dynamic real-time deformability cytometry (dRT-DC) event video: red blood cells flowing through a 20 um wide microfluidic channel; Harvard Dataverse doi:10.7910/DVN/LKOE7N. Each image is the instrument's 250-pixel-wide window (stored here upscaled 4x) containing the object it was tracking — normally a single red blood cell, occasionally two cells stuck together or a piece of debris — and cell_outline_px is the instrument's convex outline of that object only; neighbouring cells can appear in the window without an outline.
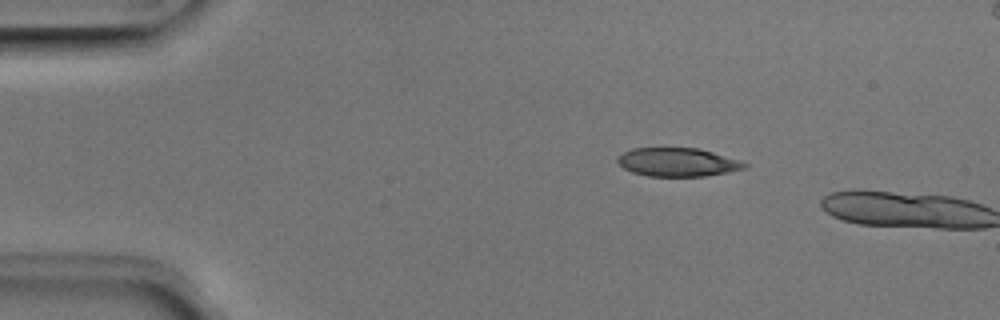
{"species": "Egyptian fruit bat (a non-hibernating species)", "species_latin": "Rousettus aegyptiacus", "temperature_condition": "room temperature", "stored_images_in_passage": 3, "camera_frame_rate_fps": 3000, "um_per_image_px": 0.085, "animal": {"sex": "male"}, "frame": {"image": 1, "passage_image": 1, "time_ms": 0.0, "image_size_px": [1000, 320], "cell_outline_px": [[748, 164], [744, 168], [728, 172], [704, 176], [648, 176], [632, 172], [624, 168], [616, 160], [624, 152], [632, 148], [700, 148], [740, 160]], "centroid_in_image_um": [57.61, 13.78], "position_along_channel_um": 27.4, "area_um2": 20.98}}